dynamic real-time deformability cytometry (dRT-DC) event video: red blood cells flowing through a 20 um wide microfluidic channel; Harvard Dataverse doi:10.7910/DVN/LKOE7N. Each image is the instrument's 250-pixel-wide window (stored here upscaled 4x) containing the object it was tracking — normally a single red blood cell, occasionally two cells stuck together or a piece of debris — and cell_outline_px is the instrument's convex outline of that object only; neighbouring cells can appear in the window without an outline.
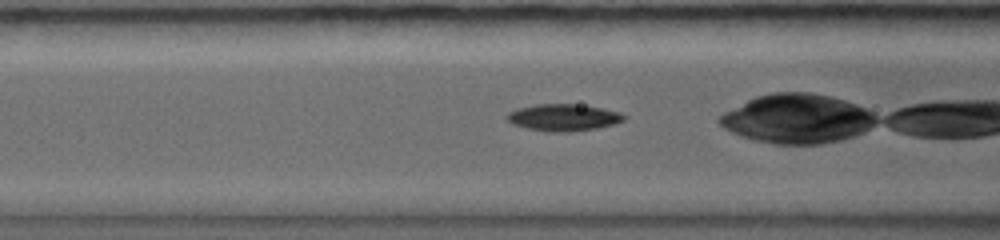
{"species": "common noctule bat (a hibernating species)", "species_latin": "Nyctalus noctula", "temperature_condition": "warm", "stored_images_in_passage": 31, "camera_frame_rate_fps": 5000, "um_per_image_px": 0.085, "animal": {"sex": "female", "body_mass_g": 19.0, "forearm_length_mm": 56.7}, "frame": {"image": 1, "passage_image": 5, "time_ms": 1.2, "image_size_px": [1000, 240], "cell_outline_px": [[628, 116], [624, 120], [612, 124], [596, 128], [572, 132], [548, 132], [528, 128], [512, 124], [504, 116], [508, 112], [516, 108], [536, 104], [576, 104], [600, 108], [620, 112]], "centroid_in_image_um": [47.85, 9.98], "position_along_channel_um": 118.7, "area_um2": 18.38}}
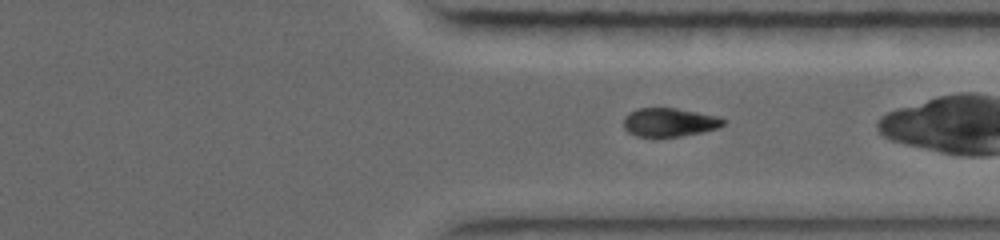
{"frame": {"image": 2, "passage_image": 22, "time_ms": 6.0, "image_size_px": [1000, 240], "cell_outline_px": [[724, 124], [716, 128], [700, 132], [680, 136], [636, 136], [628, 132], [624, 128], [624, 116], [628, 112], [636, 108], [676, 108], [720, 116], [724, 120]], "centroid_in_image_um": [56.86, 10.37], "position_along_channel_um": 354.5, "area_um2": 16.53}}